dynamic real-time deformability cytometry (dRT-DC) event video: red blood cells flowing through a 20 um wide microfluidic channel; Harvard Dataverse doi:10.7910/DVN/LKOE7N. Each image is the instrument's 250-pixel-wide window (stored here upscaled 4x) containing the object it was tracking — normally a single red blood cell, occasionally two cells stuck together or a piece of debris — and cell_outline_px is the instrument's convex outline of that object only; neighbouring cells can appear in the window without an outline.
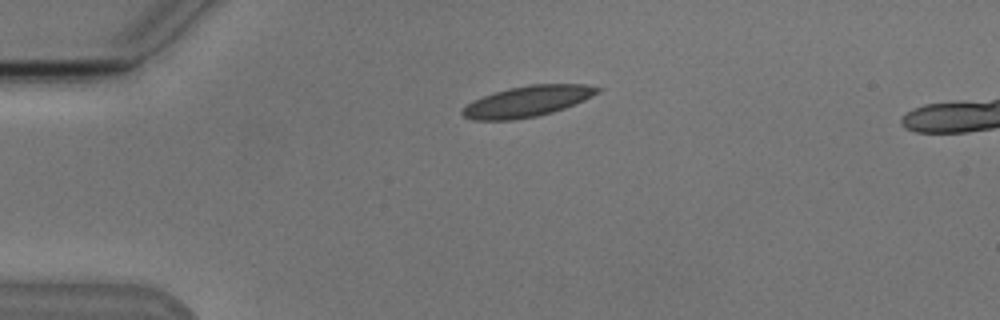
{"species": "Egyptian fruit bat (a non-hibernating species)", "species_latin": "Rousettus aegyptiacus", "temperature_condition": "cold", "stored_images_in_passage": 43, "camera_frame_rate_fps": 3000, "um_per_image_px": 0.085, "animal": {"sex": "male"}, "frame": {"image": 1, "passage_image": 1, "time_ms": 0.0, "image_size_px": [1000, 320], "cell_outline_px": [[604, 88], [600, 92], [584, 100], [564, 108], [552, 112], [536, 116], [516, 120], [472, 120], [464, 116], [460, 112], [460, 108], [472, 100], [508, 88], [528, 84], [588, 84]], "centroid_in_image_um": [44.82, 8.61], "position_along_channel_um": 40.2, "area_um2": 24.51}}
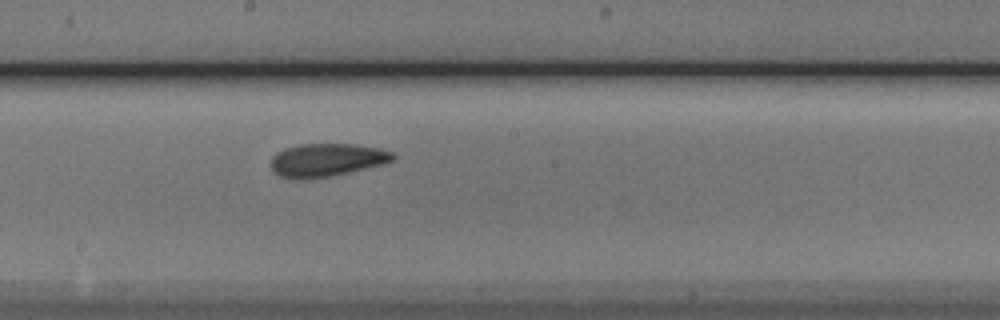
{"frame": {"image": 2, "passage_image": 18, "time_ms": 5.667, "image_size_px": [1000, 320], "cell_outline_px": [[396, 160], [332, 176], [304, 180], [300, 180], [280, 176], [272, 168], [272, 156], [276, 152], [284, 148], [300, 144], [356, 144], [380, 148], [392, 152], [396, 156]], "centroid_in_image_um": [27.77, 13.59], "position_along_channel_um": 220.4, "area_um2": 23.52}}
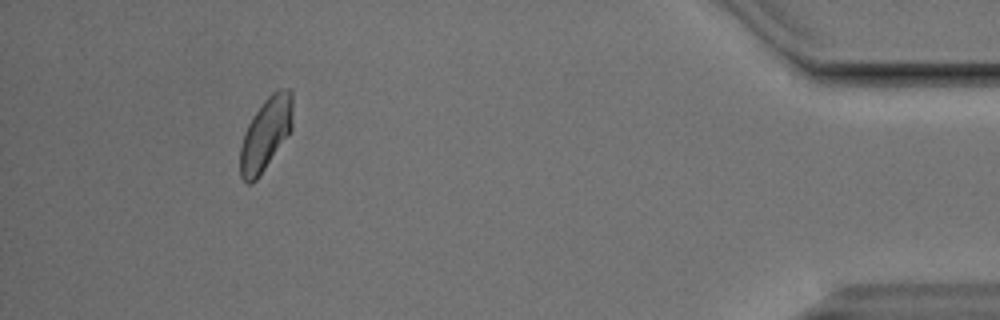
{"frame": {"image": 3, "passage_image": 38, "time_ms": 12.333, "image_size_px": [1000, 320], "cell_outline_px": [[292, 128], [256, 180], [252, 184], [248, 184], [240, 176], [240, 148], [244, 132], [252, 116], [264, 100], [276, 88], [288, 88], [292, 92]], "centroid_in_image_um": [22.57, 11.34], "position_along_channel_um": 412.6, "area_um2": 22.08}}